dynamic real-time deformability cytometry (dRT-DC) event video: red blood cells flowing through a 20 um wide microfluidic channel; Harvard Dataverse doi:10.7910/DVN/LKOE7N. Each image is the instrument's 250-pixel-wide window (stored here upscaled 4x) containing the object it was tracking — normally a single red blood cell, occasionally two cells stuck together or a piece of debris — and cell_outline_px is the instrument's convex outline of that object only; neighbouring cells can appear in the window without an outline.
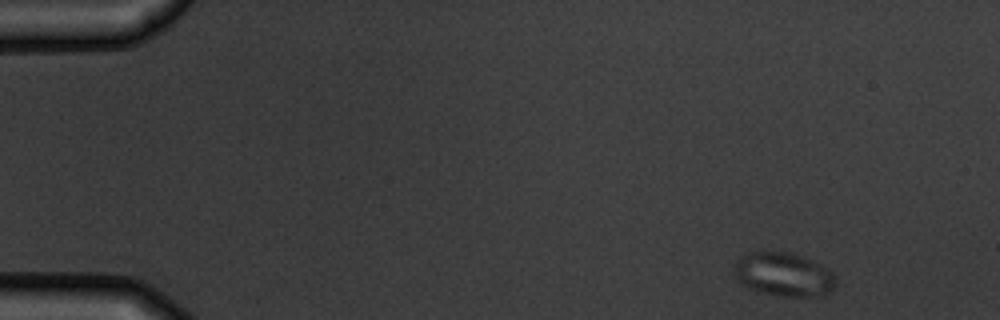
{"species": "common noctule bat (a hibernating species)", "species_latin": "Nyctalus noctula", "temperature_condition": "warm", "stored_images_in_passage": 4, "camera_frame_rate_fps": 3000, "um_per_image_px": 0.085, "animal": {"sex": "male", "body_mass_g": 19.5, "forearm_length_mm": 54.6}, "frame": {"image": 1, "passage_image": 1, "time_ms": 0.0, "image_size_px": [1000, 320], "cell_outline_px": [[836, 284], [832, 292], [824, 296], [780, 296], [748, 288], [740, 284], [736, 280], [732, 268], [732, 264], [740, 256], [752, 252], [792, 252], [812, 260], [828, 268], [836, 276]], "centroid_in_image_um": [66.61, 23.33], "position_along_channel_um": 18.4, "area_um2": 26.41}}
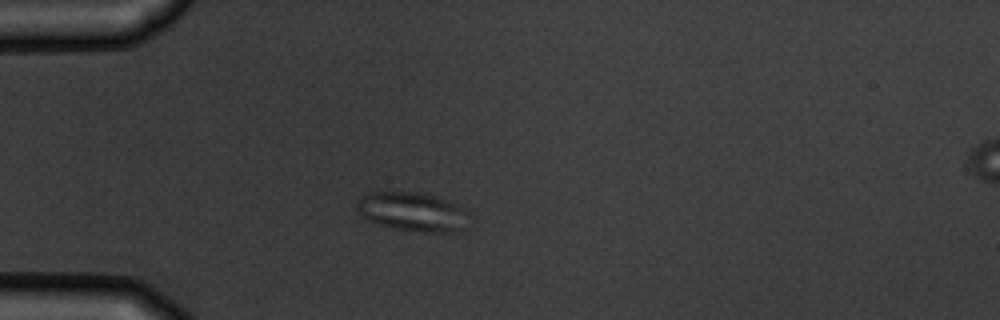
{"frame": {"image": 2, "passage_image": 4, "time_ms": 3.333, "image_size_px": [1000, 320], "cell_outline_px": [[472, 216], [452, 232], [424, 232], [396, 228], [364, 220], [356, 208], [356, 204], [368, 192], [420, 192], [436, 196], [468, 212]], "centroid_in_image_um": [34.99, 17.99], "position_along_channel_um": 50.0, "area_um2": 24.91}}